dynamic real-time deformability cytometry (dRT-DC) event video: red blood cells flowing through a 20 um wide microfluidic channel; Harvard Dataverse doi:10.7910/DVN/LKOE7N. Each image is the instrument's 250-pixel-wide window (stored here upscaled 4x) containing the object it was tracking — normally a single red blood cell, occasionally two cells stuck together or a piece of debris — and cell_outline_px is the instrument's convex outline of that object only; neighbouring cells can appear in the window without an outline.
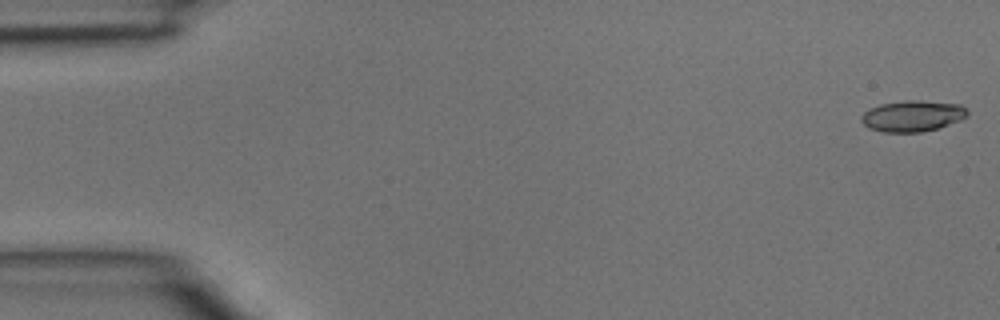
{"species": "common noctule bat (a hibernating species)", "species_latin": "Nyctalus noctula", "temperature_condition": "room temperature", "stored_images_in_passage": 4, "camera_frame_rate_fps": 3000, "um_per_image_px": 0.085, "animal": {"sex": "male", "body_mass_g": 15.6}, "frame": {"image": 1, "passage_image": 1, "time_ms": 0.0, "image_size_px": [1000, 320], "cell_outline_px": [[968, 116], [960, 120], [936, 128], [920, 132], [884, 132], [868, 128], [860, 120], [860, 116], [868, 108], [880, 104], [904, 100], [920, 100], [960, 104], [968, 112]], "centroid_in_image_um": [77.52, 9.85], "position_along_channel_um": 7.5, "area_um2": 19.25}}
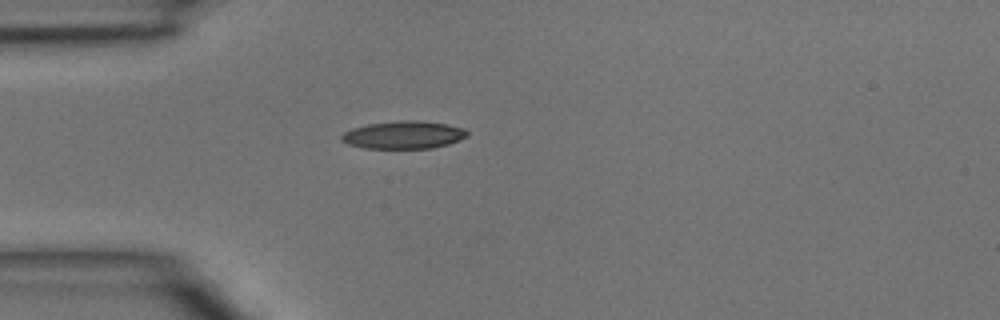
{"frame": {"image": 2, "passage_image": 4, "time_ms": 1.0, "image_size_px": [1000, 320], "cell_outline_px": [[468, 136], [460, 140], [448, 144], [432, 148], [364, 148], [348, 144], [340, 140], [340, 136], [344, 132], [352, 128], [368, 124], [400, 120], [416, 120], [448, 124], [464, 128], [468, 132]], "centroid_in_image_um": [34.31, 11.46], "position_along_channel_um": 50.7, "area_um2": 20.4}}